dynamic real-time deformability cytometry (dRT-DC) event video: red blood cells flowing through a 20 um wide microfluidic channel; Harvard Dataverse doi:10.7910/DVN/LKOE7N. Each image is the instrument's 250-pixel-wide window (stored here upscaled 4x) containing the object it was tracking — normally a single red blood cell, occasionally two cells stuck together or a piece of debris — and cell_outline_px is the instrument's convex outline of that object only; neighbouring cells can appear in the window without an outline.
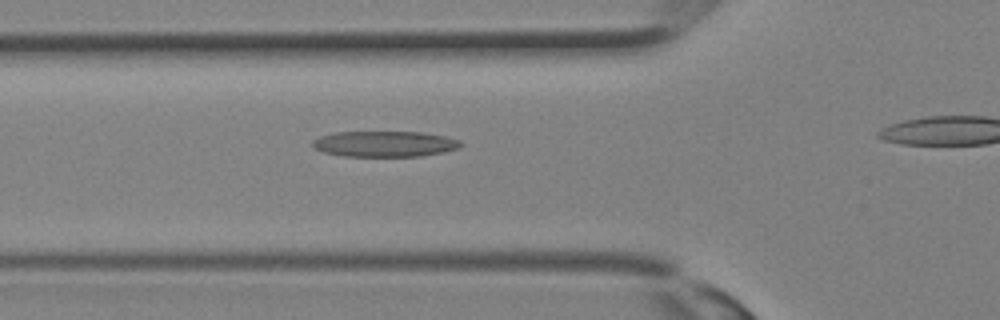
{"species": "Egyptian fruit bat (a non-hibernating species)", "species_latin": "Rousettus aegyptiacus", "temperature_condition": "room temperature", "stored_images_in_passage": 8, "camera_frame_rate_fps": 3000, "um_per_image_px": 0.085, "animal": {"sex": "female"}, "frame": {"image": 1, "passage_image": 3, "time_ms": 0.667, "image_size_px": [1000, 320], "cell_outline_px": [[464, 144], [460, 148], [444, 152], [420, 156], [344, 156], [324, 152], [312, 148], [312, 140], [320, 136], [336, 132], [424, 132], [444, 136], [460, 140]], "centroid_in_image_um": [32.71, 12.23], "position_along_channel_um": 93.1, "area_um2": 22.37}}
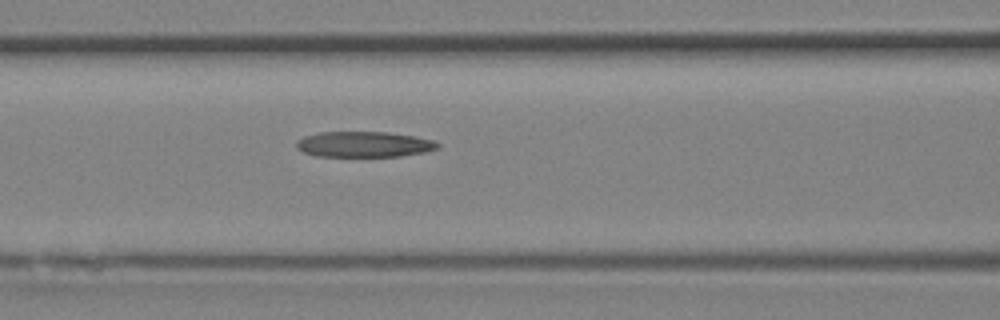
{"frame": {"image": 2, "passage_image": 5, "time_ms": 1.333, "image_size_px": [1000, 320], "cell_outline_px": [[440, 148], [424, 152], [400, 156], [316, 156], [304, 152], [296, 148], [296, 140], [304, 136], [320, 132], [388, 132], [412, 136], [432, 140], [440, 144]], "centroid_in_image_um": [30.92, 12.26], "position_along_channel_um": 135.7, "area_um2": 21.04}}
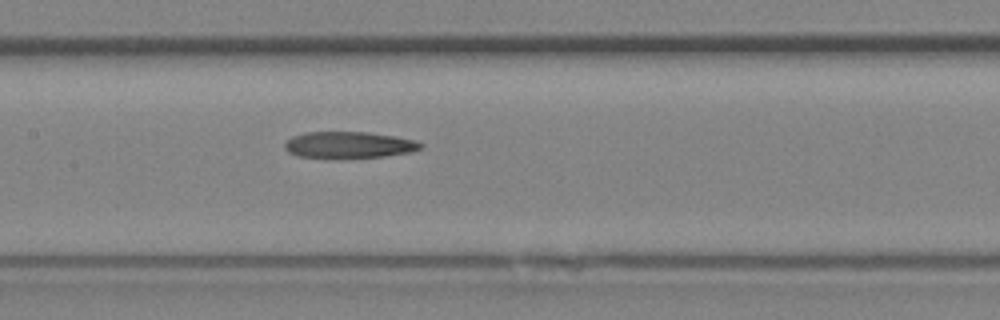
{"frame": {"image": 3, "passage_image": 7, "time_ms": 2.0, "image_size_px": [1000, 320], "cell_outline_px": [[424, 144], [420, 148], [412, 152], [384, 156], [296, 156], [288, 152], [284, 148], [284, 144], [292, 136], [304, 132], [368, 132], [396, 136], [416, 140]], "centroid_in_image_um": [29.68, 12.28], "position_along_channel_um": 177.7, "area_um2": 20.46}}